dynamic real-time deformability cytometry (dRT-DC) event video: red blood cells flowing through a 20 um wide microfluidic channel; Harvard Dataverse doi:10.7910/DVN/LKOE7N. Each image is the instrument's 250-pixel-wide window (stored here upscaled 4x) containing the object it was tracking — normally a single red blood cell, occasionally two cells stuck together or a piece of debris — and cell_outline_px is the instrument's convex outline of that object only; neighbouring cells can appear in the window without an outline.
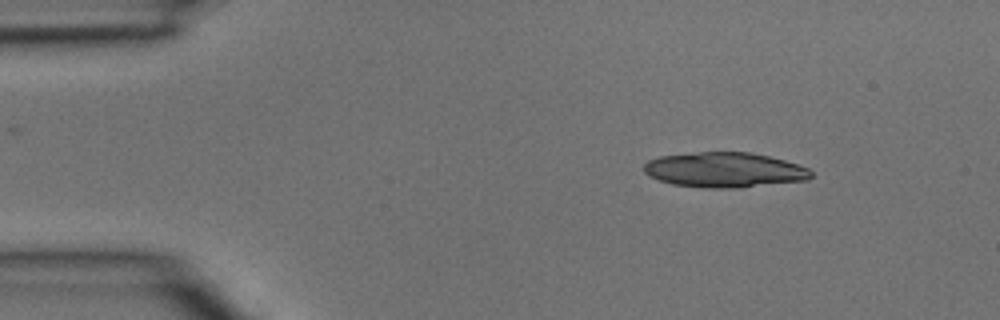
{"species": "common noctule bat (a hibernating species)", "species_latin": "Nyctalus noctula", "temperature_condition": "room temperature", "stored_images_in_passage": 3, "camera_frame_rate_fps": 3000, "um_per_image_px": 0.085, "animal": {"sex": "male", "body_mass_g": 15.6}, "frame": {"image": 1, "passage_image": 1, "time_ms": 0.0, "image_size_px": [1000, 320], "cell_outline_px": [[812, 176], [808, 180], [740, 188], [704, 188], [672, 184], [648, 176], [644, 172], [644, 164], [648, 160], [660, 156], [700, 152], [748, 152], [768, 156], [784, 160], [808, 168], [812, 172]], "centroid_in_image_um": [61.58, 14.45], "position_along_channel_um": 23.4, "area_um2": 34.22}}